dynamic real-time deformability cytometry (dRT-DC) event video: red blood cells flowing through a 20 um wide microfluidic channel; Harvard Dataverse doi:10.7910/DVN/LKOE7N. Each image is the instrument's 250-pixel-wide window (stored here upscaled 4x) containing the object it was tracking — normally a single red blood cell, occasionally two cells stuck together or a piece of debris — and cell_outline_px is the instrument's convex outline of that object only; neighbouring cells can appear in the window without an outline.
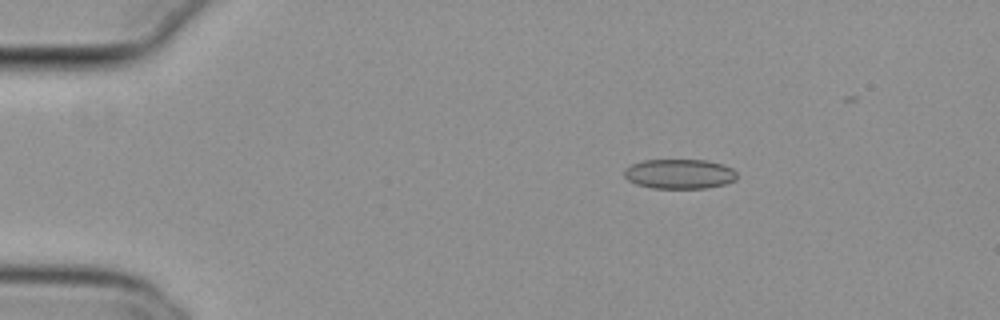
{"species": "common noctule bat (a hibernating species)", "species_latin": "Nyctalus noctula", "temperature_condition": "cold", "stored_images_in_passage": 45, "camera_frame_rate_fps": 3000, "um_per_image_px": 0.085, "animal": {"sex": "female", "body_mass_g": 29.2, "forearm_length_mm": 56.3}, "frame": {"image": 1, "passage_image": 1, "time_ms": 0.0, "image_size_px": [1000, 320], "cell_outline_px": [[736, 180], [724, 184], [708, 188], [652, 188], [636, 184], [628, 180], [624, 176], [624, 168], [632, 164], [644, 160], [708, 160], [724, 164], [732, 168], [736, 172]], "centroid_in_image_um": [57.76, 14.78], "position_along_channel_um": 27.2, "area_um2": 19.65}}
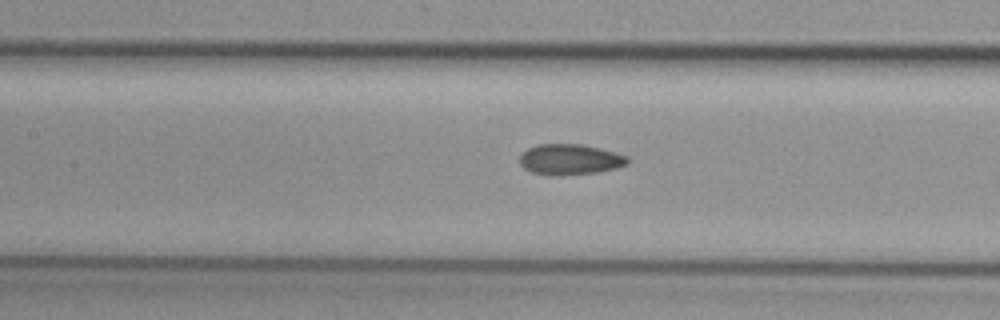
{"frame": {"image": 2, "passage_image": 17, "time_ms": 5.333, "image_size_px": [1000, 320], "cell_outline_px": [[628, 164], [616, 168], [596, 172], [532, 172], [524, 168], [520, 164], [520, 152], [536, 144], [580, 144], [600, 148], [616, 152], [628, 156]], "centroid_in_image_um": [48.47, 13.48], "position_along_channel_um": 158.9, "area_um2": 18.44}}
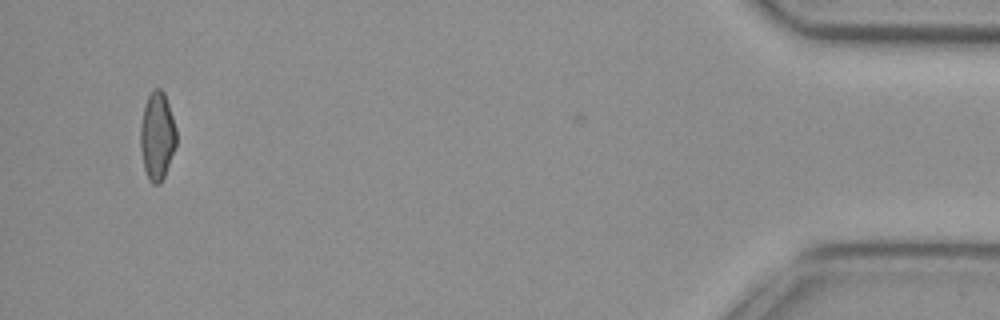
{"frame": {"image": 3, "passage_image": 44, "time_ms": 14.333, "image_size_px": [1000, 320], "cell_outline_px": [[176, 144], [164, 176], [160, 184], [152, 184], [148, 180], [144, 168], [140, 148], [140, 128], [144, 108], [148, 96], [152, 88], [160, 88], [164, 92], [176, 128]], "centroid_in_image_um": [13.35, 11.57], "position_along_channel_um": 421.9, "area_um2": 18.32}, "authors_computed_cell_mechanics": {"area_um2": 19.074, "velocity_mm_per_s": 3.8014, "shape_relaxation_time_tau1_ms": null, "shape_relaxation_time_tau2_ms": 2.4048, "deformation_change_tau1": null, "deformation_change_tau2": 0.0761}}